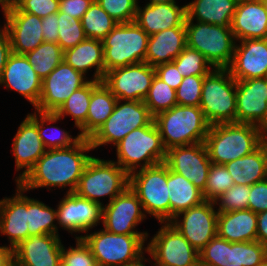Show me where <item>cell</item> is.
<instances>
[{
	"label": "cell",
	"instance_id": "1",
	"mask_svg": "<svg viewBox=\"0 0 267 266\" xmlns=\"http://www.w3.org/2000/svg\"><path fill=\"white\" fill-rule=\"evenodd\" d=\"M92 150L90 140L82 137L70 147L48 149L17 183L26 192L42 187L51 190V187L63 189L68 186L66 193H73L88 161L93 157L88 154Z\"/></svg>",
	"mask_w": 267,
	"mask_h": 266
},
{
	"label": "cell",
	"instance_id": "2",
	"mask_svg": "<svg viewBox=\"0 0 267 266\" xmlns=\"http://www.w3.org/2000/svg\"><path fill=\"white\" fill-rule=\"evenodd\" d=\"M204 143L210 161L224 165L256 150L262 139L257 125L235 122L211 125Z\"/></svg>",
	"mask_w": 267,
	"mask_h": 266
},
{
	"label": "cell",
	"instance_id": "3",
	"mask_svg": "<svg viewBox=\"0 0 267 266\" xmlns=\"http://www.w3.org/2000/svg\"><path fill=\"white\" fill-rule=\"evenodd\" d=\"M154 123L166 150L205 142L211 126L199 106L189 105H175L158 113Z\"/></svg>",
	"mask_w": 267,
	"mask_h": 266
},
{
	"label": "cell",
	"instance_id": "4",
	"mask_svg": "<svg viewBox=\"0 0 267 266\" xmlns=\"http://www.w3.org/2000/svg\"><path fill=\"white\" fill-rule=\"evenodd\" d=\"M114 147L117 157L114 162L128 174L162 163L166 158L167 150L154 121L148 126L132 130Z\"/></svg>",
	"mask_w": 267,
	"mask_h": 266
},
{
	"label": "cell",
	"instance_id": "5",
	"mask_svg": "<svg viewBox=\"0 0 267 266\" xmlns=\"http://www.w3.org/2000/svg\"><path fill=\"white\" fill-rule=\"evenodd\" d=\"M149 235L114 234L104 228L78 235L89 246L98 266H123L137 261L146 253Z\"/></svg>",
	"mask_w": 267,
	"mask_h": 266
},
{
	"label": "cell",
	"instance_id": "6",
	"mask_svg": "<svg viewBox=\"0 0 267 266\" xmlns=\"http://www.w3.org/2000/svg\"><path fill=\"white\" fill-rule=\"evenodd\" d=\"M129 187V174L114 160L92 157L80 177L74 193L79 197L104 205L100 198L108 197L109 203Z\"/></svg>",
	"mask_w": 267,
	"mask_h": 266
},
{
	"label": "cell",
	"instance_id": "7",
	"mask_svg": "<svg viewBox=\"0 0 267 266\" xmlns=\"http://www.w3.org/2000/svg\"><path fill=\"white\" fill-rule=\"evenodd\" d=\"M186 20V46L199 51L218 69H227L235 50L236 39L230 26Z\"/></svg>",
	"mask_w": 267,
	"mask_h": 266
},
{
	"label": "cell",
	"instance_id": "8",
	"mask_svg": "<svg viewBox=\"0 0 267 266\" xmlns=\"http://www.w3.org/2000/svg\"><path fill=\"white\" fill-rule=\"evenodd\" d=\"M199 107L210 125L236 122V80L228 69L204 76Z\"/></svg>",
	"mask_w": 267,
	"mask_h": 266
},
{
	"label": "cell",
	"instance_id": "9",
	"mask_svg": "<svg viewBox=\"0 0 267 266\" xmlns=\"http://www.w3.org/2000/svg\"><path fill=\"white\" fill-rule=\"evenodd\" d=\"M167 177L168 167L164 162L129 174V187L138 196L145 215L160 223L170 222Z\"/></svg>",
	"mask_w": 267,
	"mask_h": 266
},
{
	"label": "cell",
	"instance_id": "10",
	"mask_svg": "<svg viewBox=\"0 0 267 266\" xmlns=\"http://www.w3.org/2000/svg\"><path fill=\"white\" fill-rule=\"evenodd\" d=\"M149 35L134 21L117 23L103 39L105 73L145 61Z\"/></svg>",
	"mask_w": 267,
	"mask_h": 266
},
{
	"label": "cell",
	"instance_id": "11",
	"mask_svg": "<svg viewBox=\"0 0 267 266\" xmlns=\"http://www.w3.org/2000/svg\"><path fill=\"white\" fill-rule=\"evenodd\" d=\"M154 116L143 101L117 100L113 113L89 139L93 150L102 145H117L134 129L150 125Z\"/></svg>",
	"mask_w": 267,
	"mask_h": 266
},
{
	"label": "cell",
	"instance_id": "12",
	"mask_svg": "<svg viewBox=\"0 0 267 266\" xmlns=\"http://www.w3.org/2000/svg\"><path fill=\"white\" fill-rule=\"evenodd\" d=\"M147 243L146 253L157 266H200L199 252L169 222Z\"/></svg>",
	"mask_w": 267,
	"mask_h": 266
},
{
	"label": "cell",
	"instance_id": "13",
	"mask_svg": "<svg viewBox=\"0 0 267 266\" xmlns=\"http://www.w3.org/2000/svg\"><path fill=\"white\" fill-rule=\"evenodd\" d=\"M214 201H203L169 222L199 252L217 235L218 211Z\"/></svg>",
	"mask_w": 267,
	"mask_h": 266
},
{
	"label": "cell",
	"instance_id": "14",
	"mask_svg": "<svg viewBox=\"0 0 267 266\" xmlns=\"http://www.w3.org/2000/svg\"><path fill=\"white\" fill-rule=\"evenodd\" d=\"M155 75L154 67L141 62L106 72L102 82L121 101H143Z\"/></svg>",
	"mask_w": 267,
	"mask_h": 266
},
{
	"label": "cell",
	"instance_id": "15",
	"mask_svg": "<svg viewBox=\"0 0 267 266\" xmlns=\"http://www.w3.org/2000/svg\"><path fill=\"white\" fill-rule=\"evenodd\" d=\"M145 215L138 196L128 187L110 203L102 206L103 228L114 234L149 235L135 230L143 222Z\"/></svg>",
	"mask_w": 267,
	"mask_h": 266
},
{
	"label": "cell",
	"instance_id": "16",
	"mask_svg": "<svg viewBox=\"0 0 267 266\" xmlns=\"http://www.w3.org/2000/svg\"><path fill=\"white\" fill-rule=\"evenodd\" d=\"M90 78L73 69L64 60L42 80L41 96L35 107L38 112L55 113L75 91Z\"/></svg>",
	"mask_w": 267,
	"mask_h": 266
},
{
	"label": "cell",
	"instance_id": "17",
	"mask_svg": "<svg viewBox=\"0 0 267 266\" xmlns=\"http://www.w3.org/2000/svg\"><path fill=\"white\" fill-rule=\"evenodd\" d=\"M6 30L13 53L25 54L44 42L42 18L20 11L12 2L2 9Z\"/></svg>",
	"mask_w": 267,
	"mask_h": 266
},
{
	"label": "cell",
	"instance_id": "18",
	"mask_svg": "<svg viewBox=\"0 0 267 266\" xmlns=\"http://www.w3.org/2000/svg\"><path fill=\"white\" fill-rule=\"evenodd\" d=\"M164 163L204 191L212 164L204 142L168 149Z\"/></svg>",
	"mask_w": 267,
	"mask_h": 266
},
{
	"label": "cell",
	"instance_id": "19",
	"mask_svg": "<svg viewBox=\"0 0 267 266\" xmlns=\"http://www.w3.org/2000/svg\"><path fill=\"white\" fill-rule=\"evenodd\" d=\"M57 206V224L68 233H87L102 222V205L74 192L65 193Z\"/></svg>",
	"mask_w": 267,
	"mask_h": 266
},
{
	"label": "cell",
	"instance_id": "20",
	"mask_svg": "<svg viewBox=\"0 0 267 266\" xmlns=\"http://www.w3.org/2000/svg\"><path fill=\"white\" fill-rule=\"evenodd\" d=\"M24 96L35 108L39 103L42 79L24 54L11 53L0 76V86Z\"/></svg>",
	"mask_w": 267,
	"mask_h": 266
},
{
	"label": "cell",
	"instance_id": "21",
	"mask_svg": "<svg viewBox=\"0 0 267 266\" xmlns=\"http://www.w3.org/2000/svg\"><path fill=\"white\" fill-rule=\"evenodd\" d=\"M62 242L59 235H32L13 249L18 266H61Z\"/></svg>",
	"mask_w": 267,
	"mask_h": 266
},
{
	"label": "cell",
	"instance_id": "22",
	"mask_svg": "<svg viewBox=\"0 0 267 266\" xmlns=\"http://www.w3.org/2000/svg\"><path fill=\"white\" fill-rule=\"evenodd\" d=\"M46 150L37 131L35 110L26 115L13 138L11 151L15 157V169L20 171L15 178L16 183L28 173Z\"/></svg>",
	"mask_w": 267,
	"mask_h": 266
},
{
	"label": "cell",
	"instance_id": "23",
	"mask_svg": "<svg viewBox=\"0 0 267 266\" xmlns=\"http://www.w3.org/2000/svg\"><path fill=\"white\" fill-rule=\"evenodd\" d=\"M267 114V78L236 80V123L259 125Z\"/></svg>",
	"mask_w": 267,
	"mask_h": 266
},
{
	"label": "cell",
	"instance_id": "24",
	"mask_svg": "<svg viewBox=\"0 0 267 266\" xmlns=\"http://www.w3.org/2000/svg\"><path fill=\"white\" fill-rule=\"evenodd\" d=\"M240 43V44H238ZM236 41L233 60L227 68L235 80L264 78L267 73V38Z\"/></svg>",
	"mask_w": 267,
	"mask_h": 266
},
{
	"label": "cell",
	"instance_id": "25",
	"mask_svg": "<svg viewBox=\"0 0 267 266\" xmlns=\"http://www.w3.org/2000/svg\"><path fill=\"white\" fill-rule=\"evenodd\" d=\"M15 191L0 200V233L8 237L12 249L28 238L26 191L18 183Z\"/></svg>",
	"mask_w": 267,
	"mask_h": 266
},
{
	"label": "cell",
	"instance_id": "26",
	"mask_svg": "<svg viewBox=\"0 0 267 266\" xmlns=\"http://www.w3.org/2000/svg\"><path fill=\"white\" fill-rule=\"evenodd\" d=\"M230 27L236 41L267 38V10L262 0H239Z\"/></svg>",
	"mask_w": 267,
	"mask_h": 266
},
{
	"label": "cell",
	"instance_id": "27",
	"mask_svg": "<svg viewBox=\"0 0 267 266\" xmlns=\"http://www.w3.org/2000/svg\"><path fill=\"white\" fill-rule=\"evenodd\" d=\"M186 4L174 3L138 5L135 22L149 35L174 27H185Z\"/></svg>",
	"mask_w": 267,
	"mask_h": 266
},
{
	"label": "cell",
	"instance_id": "28",
	"mask_svg": "<svg viewBox=\"0 0 267 266\" xmlns=\"http://www.w3.org/2000/svg\"><path fill=\"white\" fill-rule=\"evenodd\" d=\"M186 47L185 27H174L149 36L145 61L152 67L172 62Z\"/></svg>",
	"mask_w": 267,
	"mask_h": 266
},
{
	"label": "cell",
	"instance_id": "29",
	"mask_svg": "<svg viewBox=\"0 0 267 266\" xmlns=\"http://www.w3.org/2000/svg\"><path fill=\"white\" fill-rule=\"evenodd\" d=\"M217 235L231 243L256 241L257 213L250 209L218 212Z\"/></svg>",
	"mask_w": 267,
	"mask_h": 266
},
{
	"label": "cell",
	"instance_id": "30",
	"mask_svg": "<svg viewBox=\"0 0 267 266\" xmlns=\"http://www.w3.org/2000/svg\"><path fill=\"white\" fill-rule=\"evenodd\" d=\"M63 60L85 76L93 68L95 71L92 80L102 82L105 75L102 40L86 38L73 48L65 50Z\"/></svg>",
	"mask_w": 267,
	"mask_h": 266
},
{
	"label": "cell",
	"instance_id": "31",
	"mask_svg": "<svg viewBox=\"0 0 267 266\" xmlns=\"http://www.w3.org/2000/svg\"><path fill=\"white\" fill-rule=\"evenodd\" d=\"M239 0H192L186 4V20L230 26Z\"/></svg>",
	"mask_w": 267,
	"mask_h": 266
},
{
	"label": "cell",
	"instance_id": "32",
	"mask_svg": "<svg viewBox=\"0 0 267 266\" xmlns=\"http://www.w3.org/2000/svg\"><path fill=\"white\" fill-rule=\"evenodd\" d=\"M234 184L251 186L267 178V156L261 144L256 150L224 164Z\"/></svg>",
	"mask_w": 267,
	"mask_h": 266
},
{
	"label": "cell",
	"instance_id": "33",
	"mask_svg": "<svg viewBox=\"0 0 267 266\" xmlns=\"http://www.w3.org/2000/svg\"><path fill=\"white\" fill-rule=\"evenodd\" d=\"M117 98L101 82L93 91L90 98L86 122L79 128L82 138L90 139L113 113Z\"/></svg>",
	"mask_w": 267,
	"mask_h": 266
},
{
	"label": "cell",
	"instance_id": "34",
	"mask_svg": "<svg viewBox=\"0 0 267 266\" xmlns=\"http://www.w3.org/2000/svg\"><path fill=\"white\" fill-rule=\"evenodd\" d=\"M167 186L170 201V221L179 213L201 204L202 191L192 182L168 168Z\"/></svg>",
	"mask_w": 267,
	"mask_h": 266
},
{
	"label": "cell",
	"instance_id": "35",
	"mask_svg": "<svg viewBox=\"0 0 267 266\" xmlns=\"http://www.w3.org/2000/svg\"><path fill=\"white\" fill-rule=\"evenodd\" d=\"M28 237L32 235H59L57 209L27 196ZM56 222V224H55Z\"/></svg>",
	"mask_w": 267,
	"mask_h": 266
},
{
	"label": "cell",
	"instance_id": "36",
	"mask_svg": "<svg viewBox=\"0 0 267 266\" xmlns=\"http://www.w3.org/2000/svg\"><path fill=\"white\" fill-rule=\"evenodd\" d=\"M60 120L62 119L58 117L55 113H45L36 111L37 131L47 150L70 147L81 138L79 134H77V136L73 138V136L69 134V131L67 132L65 129L63 130L53 125L48 126L52 123L55 124ZM45 125H47L46 128H44ZM49 131L52 132V134Z\"/></svg>",
	"mask_w": 267,
	"mask_h": 266
},
{
	"label": "cell",
	"instance_id": "37",
	"mask_svg": "<svg viewBox=\"0 0 267 266\" xmlns=\"http://www.w3.org/2000/svg\"><path fill=\"white\" fill-rule=\"evenodd\" d=\"M100 83L90 79L84 86L75 90L55 114L61 119L71 116L74 119V125L79 129L86 122L92 91Z\"/></svg>",
	"mask_w": 267,
	"mask_h": 266
},
{
	"label": "cell",
	"instance_id": "38",
	"mask_svg": "<svg viewBox=\"0 0 267 266\" xmlns=\"http://www.w3.org/2000/svg\"><path fill=\"white\" fill-rule=\"evenodd\" d=\"M24 55L43 80L63 61L64 51L57 43L43 42Z\"/></svg>",
	"mask_w": 267,
	"mask_h": 266
},
{
	"label": "cell",
	"instance_id": "39",
	"mask_svg": "<svg viewBox=\"0 0 267 266\" xmlns=\"http://www.w3.org/2000/svg\"><path fill=\"white\" fill-rule=\"evenodd\" d=\"M267 260V246L258 241L229 242L228 266H261Z\"/></svg>",
	"mask_w": 267,
	"mask_h": 266
},
{
	"label": "cell",
	"instance_id": "40",
	"mask_svg": "<svg viewBox=\"0 0 267 266\" xmlns=\"http://www.w3.org/2000/svg\"><path fill=\"white\" fill-rule=\"evenodd\" d=\"M80 21L86 37L99 40H102L117 25V22L96 0L93 1Z\"/></svg>",
	"mask_w": 267,
	"mask_h": 266
},
{
	"label": "cell",
	"instance_id": "41",
	"mask_svg": "<svg viewBox=\"0 0 267 266\" xmlns=\"http://www.w3.org/2000/svg\"><path fill=\"white\" fill-rule=\"evenodd\" d=\"M143 102L155 116L177 105L176 90L155 75Z\"/></svg>",
	"mask_w": 267,
	"mask_h": 266
},
{
	"label": "cell",
	"instance_id": "42",
	"mask_svg": "<svg viewBox=\"0 0 267 266\" xmlns=\"http://www.w3.org/2000/svg\"><path fill=\"white\" fill-rule=\"evenodd\" d=\"M172 62L183 77L207 76L214 69L203 54L188 46Z\"/></svg>",
	"mask_w": 267,
	"mask_h": 266
},
{
	"label": "cell",
	"instance_id": "43",
	"mask_svg": "<svg viewBox=\"0 0 267 266\" xmlns=\"http://www.w3.org/2000/svg\"><path fill=\"white\" fill-rule=\"evenodd\" d=\"M58 45L63 51L73 48L87 37L80 19L58 11Z\"/></svg>",
	"mask_w": 267,
	"mask_h": 266
},
{
	"label": "cell",
	"instance_id": "44",
	"mask_svg": "<svg viewBox=\"0 0 267 266\" xmlns=\"http://www.w3.org/2000/svg\"><path fill=\"white\" fill-rule=\"evenodd\" d=\"M234 185V180L224 165L211 164L205 189L204 200L214 201Z\"/></svg>",
	"mask_w": 267,
	"mask_h": 266
},
{
	"label": "cell",
	"instance_id": "45",
	"mask_svg": "<svg viewBox=\"0 0 267 266\" xmlns=\"http://www.w3.org/2000/svg\"><path fill=\"white\" fill-rule=\"evenodd\" d=\"M250 186L234 184L214 200L218 212L248 209Z\"/></svg>",
	"mask_w": 267,
	"mask_h": 266
},
{
	"label": "cell",
	"instance_id": "46",
	"mask_svg": "<svg viewBox=\"0 0 267 266\" xmlns=\"http://www.w3.org/2000/svg\"><path fill=\"white\" fill-rule=\"evenodd\" d=\"M229 241L216 235L201 251L200 266H228Z\"/></svg>",
	"mask_w": 267,
	"mask_h": 266
},
{
	"label": "cell",
	"instance_id": "47",
	"mask_svg": "<svg viewBox=\"0 0 267 266\" xmlns=\"http://www.w3.org/2000/svg\"><path fill=\"white\" fill-rule=\"evenodd\" d=\"M117 23L134 22L138 0H96Z\"/></svg>",
	"mask_w": 267,
	"mask_h": 266
},
{
	"label": "cell",
	"instance_id": "48",
	"mask_svg": "<svg viewBox=\"0 0 267 266\" xmlns=\"http://www.w3.org/2000/svg\"><path fill=\"white\" fill-rule=\"evenodd\" d=\"M76 246H62L61 266H98L89 246L82 238H76Z\"/></svg>",
	"mask_w": 267,
	"mask_h": 266
},
{
	"label": "cell",
	"instance_id": "49",
	"mask_svg": "<svg viewBox=\"0 0 267 266\" xmlns=\"http://www.w3.org/2000/svg\"><path fill=\"white\" fill-rule=\"evenodd\" d=\"M204 76H187L176 89L177 105L199 106Z\"/></svg>",
	"mask_w": 267,
	"mask_h": 266
},
{
	"label": "cell",
	"instance_id": "50",
	"mask_svg": "<svg viewBox=\"0 0 267 266\" xmlns=\"http://www.w3.org/2000/svg\"><path fill=\"white\" fill-rule=\"evenodd\" d=\"M12 3L22 12L45 18L59 11V0H13Z\"/></svg>",
	"mask_w": 267,
	"mask_h": 266
},
{
	"label": "cell",
	"instance_id": "51",
	"mask_svg": "<svg viewBox=\"0 0 267 266\" xmlns=\"http://www.w3.org/2000/svg\"><path fill=\"white\" fill-rule=\"evenodd\" d=\"M248 209L254 213L267 211V178L250 186Z\"/></svg>",
	"mask_w": 267,
	"mask_h": 266
},
{
	"label": "cell",
	"instance_id": "52",
	"mask_svg": "<svg viewBox=\"0 0 267 266\" xmlns=\"http://www.w3.org/2000/svg\"><path fill=\"white\" fill-rule=\"evenodd\" d=\"M155 73L158 78L175 90L179 87L184 78L173 62L156 66Z\"/></svg>",
	"mask_w": 267,
	"mask_h": 266
},
{
	"label": "cell",
	"instance_id": "53",
	"mask_svg": "<svg viewBox=\"0 0 267 266\" xmlns=\"http://www.w3.org/2000/svg\"><path fill=\"white\" fill-rule=\"evenodd\" d=\"M94 0H59V12L80 19L89 9Z\"/></svg>",
	"mask_w": 267,
	"mask_h": 266
},
{
	"label": "cell",
	"instance_id": "54",
	"mask_svg": "<svg viewBox=\"0 0 267 266\" xmlns=\"http://www.w3.org/2000/svg\"><path fill=\"white\" fill-rule=\"evenodd\" d=\"M58 12L42 18L44 42L58 43Z\"/></svg>",
	"mask_w": 267,
	"mask_h": 266
},
{
	"label": "cell",
	"instance_id": "55",
	"mask_svg": "<svg viewBox=\"0 0 267 266\" xmlns=\"http://www.w3.org/2000/svg\"><path fill=\"white\" fill-rule=\"evenodd\" d=\"M11 53L9 36L6 30L0 26V76Z\"/></svg>",
	"mask_w": 267,
	"mask_h": 266
},
{
	"label": "cell",
	"instance_id": "56",
	"mask_svg": "<svg viewBox=\"0 0 267 266\" xmlns=\"http://www.w3.org/2000/svg\"><path fill=\"white\" fill-rule=\"evenodd\" d=\"M256 241L267 246V211L257 213V237Z\"/></svg>",
	"mask_w": 267,
	"mask_h": 266
},
{
	"label": "cell",
	"instance_id": "57",
	"mask_svg": "<svg viewBox=\"0 0 267 266\" xmlns=\"http://www.w3.org/2000/svg\"><path fill=\"white\" fill-rule=\"evenodd\" d=\"M13 263V249L7 245L0 246V266H11Z\"/></svg>",
	"mask_w": 267,
	"mask_h": 266
},
{
	"label": "cell",
	"instance_id": "58",
	"mask_svg": "<svg viewBox=\"0 0 267 266\" xmlns=\"http://www.w3.org/2000/svg\"><path fill=\"white\" fill-rule=\"evenodd\" d=\"M149 258H146L145 255H142L137 261L133 262V263H130V264H125L123 266H147L145 265L146 262L150 263L152 258L150 259ZM152 266H157L156 263L154 264H151ZM149 266V265H148Z\"/></svg>",
	"mask_w": 267,
	"mask_h": 266
},
{
	"label": "cell",
	"instance_id": "59",
	"mask_svg": "<svg viewBox=\"0 0 267 266\" xmlns=\"http://www.w3.org/2000/svg\"><path fill=\"white\" fill-rule=\"evenodd\" d=\"M260 136L262 140L267 139V114L263 121L258 125Z\"/></svg>",
	"mask_w": 267,
	"mask_h": 266
},
{
	"label": "cell",
	"instance_id": "60",
	"mask_svg": "<svg viewBox=\"0 0 267 266\" xmlns=\"http://www.w3.org/2000/svg\"><path fill=\"white\" fill-rule=\"evenodd\" d=\"M176 0H149L146 4L174 3Z\"/></svg>",
	"mask_w": 267,
	"mask_h": 266
},
{
	"label": "cell",
	"instance_id": "61",
	"mask_svg": "<svg viewBox=\"0 0 267 266\" xmlns=\"http://www.w3.org/2000/svg\"><path fill=\"white\" fill-rule=\"evenodd\" d=\"M261 144L263 145V148H264V150L266 152V156H267V139L262 140V143Z\"/></svg>",
	"mask_w": 267,
	"mask_h": 266
},
{
	"label": "cell",
	"instance_id": "62",
	"mask_svg": "<svg viewBox=\"0 0 267 266\" xmlns=\"http://www.w3.org/2000/svg\"><path fill=\"white\" fill-rule=\"evenodd\" d=\"M13 0H0V2L5 5V4H8V3H11Z\"/></svg>",
	"mask_w": 267,
	"mask_h": 266
},
{
	"label": "cell",
	"instance_id": "63",
	"mask_svg": "<svg viewBox=\"0 0 267 266\" xmlns=\"http://www.w3.org/2000/svg\"><path fill=\"white\" fill-rule=\"evenodd\" d=\"M262 2L264 3L265 8H266V10H267V0H262Z\"/></svg>",
	"mask_w": 267,
	"mask_h": 266
},
{
	"label": "cell",
	"instance_id": "64",
	"mask_svg": "<svg viewBox=\"0 0 267 266\" xmlns=\"http://www.w3.org/2000/svg\"><path fill=\"white\" fill-rule=\"evenodd\" d=\"M261 266H267V260Z\"/></svg>",
	"mask_w": 267,
	"mask_h": 266
},
{
	"label": "cell",
	"instance_id": "65",
	"mask_svg": "<svg viewBox=\"0 0 267 266\" xmlns=\"http://www.w3.org/2000/svg\"><path fill=\"white\" fill-rule=\"evenodd\" d=\"M0 6H1V9H3V6H4V5H3L1 2H0Z\"/></svg>",
	"mask_w": 267,
	"mask_h": 266
}]
</instances>
